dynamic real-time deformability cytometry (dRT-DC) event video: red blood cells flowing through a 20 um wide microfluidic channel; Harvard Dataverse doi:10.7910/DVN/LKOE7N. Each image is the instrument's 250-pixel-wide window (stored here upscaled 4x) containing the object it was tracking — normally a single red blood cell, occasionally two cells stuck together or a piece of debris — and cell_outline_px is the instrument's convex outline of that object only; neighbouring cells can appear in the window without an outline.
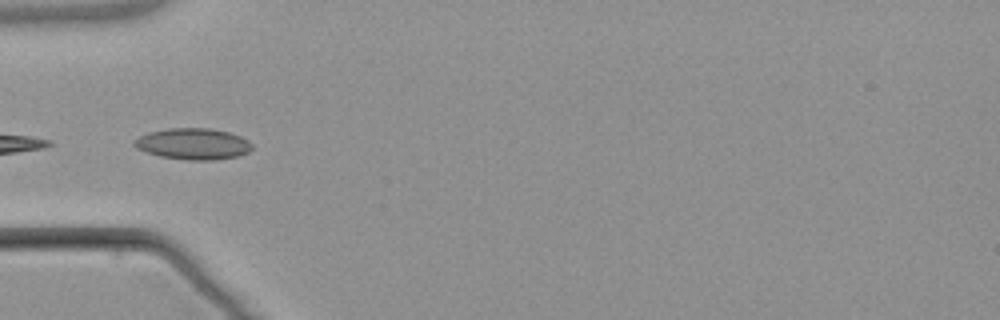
{"species": "common noctule bat (a hibernating species)", "species_latin": "Nyctalus noctula", "temperature_condition": "warm", "stored_images_in_passage": 5, "camera_frame_rate_fps": 3000, "um_per_image_px": 0.085, "animal": {"sex": "male", "body_mass_g": 21.5, "forearm_length_mm": 52.0}, "frame": {"image": 1, "passage_image": 5, "time_ms": 5.0, "image_size_px": [1000, 320], "cell_outline_px": [[252, 148], [248, 152], [240, 156], [216, 160], [188, 160], [160, 156], [136, 148], [132, 144], [132, 140], [148, 132], [168, 128], [208, 128], [228, 132], [240, 136], [248, 140], [252, 144]], "centroid_in_image_um": [16.41, 12.23], "position_along_channel_um": 68.6, "area_um2": 21.56}}